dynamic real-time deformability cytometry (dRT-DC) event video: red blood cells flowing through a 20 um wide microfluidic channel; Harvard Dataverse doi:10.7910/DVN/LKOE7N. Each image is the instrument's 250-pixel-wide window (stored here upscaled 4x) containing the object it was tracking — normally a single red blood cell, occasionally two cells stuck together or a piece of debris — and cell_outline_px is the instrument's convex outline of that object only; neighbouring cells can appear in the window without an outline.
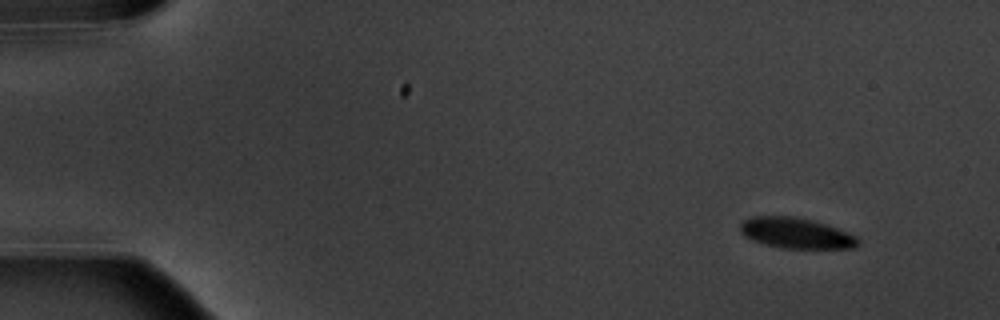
{"species": "common noctule bat (a hibernating species)", "species_latin": "Nyctalus noctula", "temperature_condition": "warm", "stored_images_in_passage": 6, "camera_frame_rate_fps": 3000, "um_per_image_px": 0.085, "animal": {"sex": "male", "body_mass_g": 20.1, "forearm_length_mm": 53.5}, "frame": {"image": 1, "passage_image": 1, "time_ms": 0.0, "image_size_px": [1000, 320], "cell_outline_px": [[860, 244], [856, 248], [780, 248], [764, 244], [752, 240], [744, 236], [740, 232], [740, 224], [744, 220], [752, 216], [792, 216], [812, 220], [828, 224], [848, 232], [856, 236], [860, 240]], "centroid_in_image_um": [67.68, 19.81], "position_along_channel_um": 17.3, "area_um2": 21.27}}
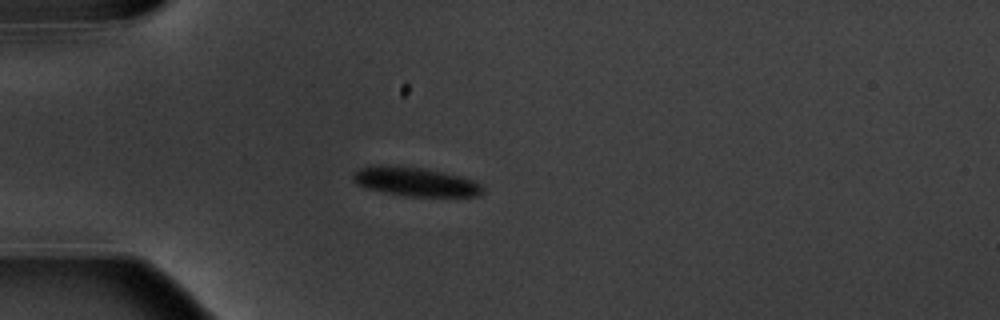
{"frame": {"image": 2, "passage_image": 4, "time_ms": 3.667, "image_size_px": [1000, 320], "cell_outline_px": [[484, 192], [480, 196], [404, 196], [368, 188], [356, 184], [352, 180], [352, 172], [360, 168], [380, 164], [424, 168], [444, 172], [460, 176], [472, 180], [480, 184], [484, 188]], "centroid_in_image_um": [35.29, 15.44], "position_along_channel_um": 49.7, "area_um2": 21.96}}